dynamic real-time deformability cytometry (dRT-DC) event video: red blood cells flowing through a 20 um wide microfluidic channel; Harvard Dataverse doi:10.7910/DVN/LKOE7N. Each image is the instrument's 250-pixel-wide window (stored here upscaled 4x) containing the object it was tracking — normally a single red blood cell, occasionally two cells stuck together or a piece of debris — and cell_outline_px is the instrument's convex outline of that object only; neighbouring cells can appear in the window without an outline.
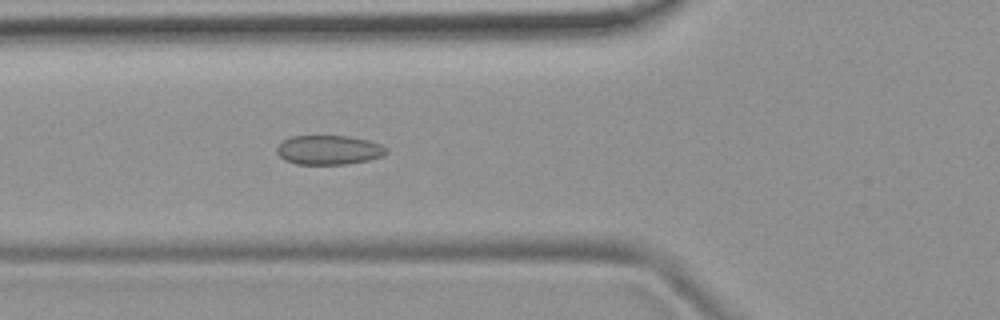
{"species": "common noctule bat (a hibernating species)", "species_latin": "Nyctalus noctula", "temperature_condition": "room temperature", "stored_images_in_passage": 52, "camera_frame_rate_fps": 3000, "um_per_image_px": 0.085, "animal": {"sex": "female", "body_mass_g": 19.9}, "frame": {"image": 1, "passage_image": 18, "time_ms": 5.667, "image_size_px": [1000, 320], "cell_outline_px": [[388, 152], [384, 156], [368, 160], [348, 164], [296, 164], [284, 160], [276, 152], [276, 148], [284, 140], [292, 136], [348, 136], [368, 140], [380, 144], [388, 148]], "centroid_in_image_um": [27.97, 12.75], "position_along_channel_um": 97.8, "area_um2": 18.79}}
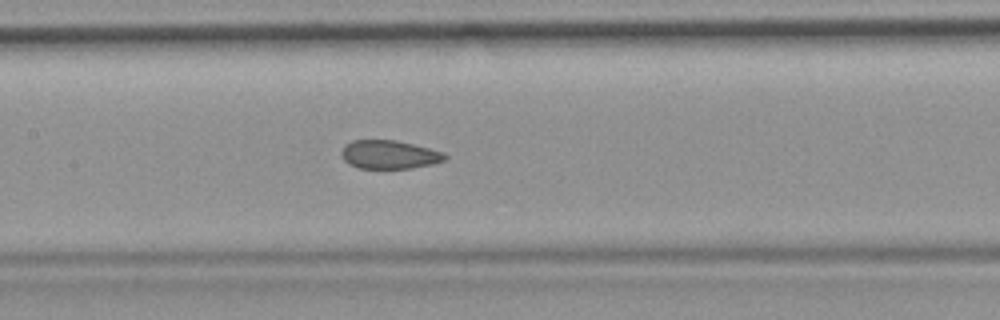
{"frame": {"image": 2, "passage_image": 24, "time_ms": 7.667, "image_size_px": [1000, 320], "cell_outline_px": [[448, 156], [444, 160], [432, 164], [412, 168], [360, 168], [348, 164], [344, 160], [340, 152], [344, 144], [352, 140], [396, 140], [444, 152]], "centroid_in_image_um": [33.06, 13.13], "position_along_channel_um": 174.3, "area_um2": 17.22}}
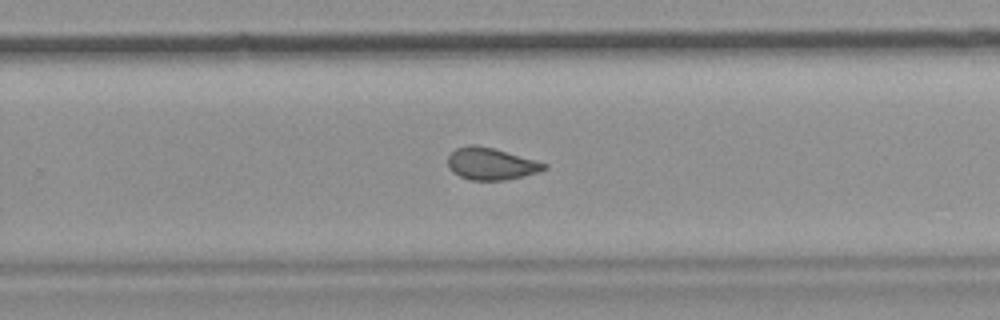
{"frame": {"image": 3, "passage_image": 33, "time_ms": 10.667, "image_size_px": [1000, 320], "cell_outline_px": [[548, 168], [536, 172], [504, 180], [468, 180], [452, 172], [448, 168], [448, 156], [456, 148], [468, 144], [476, 144], [492, 148], [548, 164]], "centroid_in_image_um": [41.67, 13.92], "position_along_channel_um": 288.1, "area_um2": 17.74}, "authors_computed_cell_mechanics": {"area_um2": 18.7272, "velocity_mm_per_s": 3.8106, "shape_relaxation_time_tau1_ms": null, "shape_relaxation_time_tau2_ms": 2.2567, "deformation_change_tau1": null, "deformation_change_tau2": 0.0848}}